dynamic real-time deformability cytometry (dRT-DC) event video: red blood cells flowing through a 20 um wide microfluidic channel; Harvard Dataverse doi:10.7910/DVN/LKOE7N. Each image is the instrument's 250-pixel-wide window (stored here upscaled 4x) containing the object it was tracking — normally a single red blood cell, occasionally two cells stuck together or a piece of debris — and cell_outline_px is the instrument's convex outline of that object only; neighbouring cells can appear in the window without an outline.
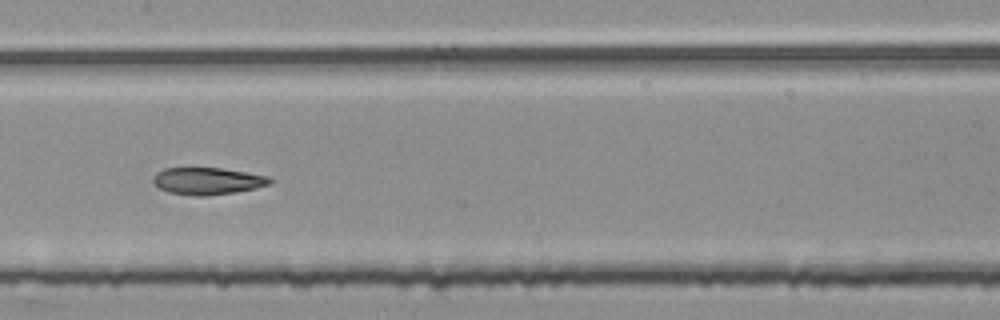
{"species": "common noctule bat (a hibernating species)", "species_latin": "Nyctalus noctula", "temperature_condition": "room temperature", "stored_images_in_passage": 53, "segment_of_instrument_passage": [2, 2], "camera_frame_rate_fps": 3000, "um_per_image_px": 0.085, "animal": {"sex": "female", "body_mass_g": 25.1}, "frame": {"image": 1, "passage_image": 27, "time_ms": 8.667, "image_size_px": [1000, 320], "cell_outline_px": [[272, 184], [256, 188], [232, 192], [204, 196], [196, 196], [168, 192], [160, 188], [152, 180], [152, 176], [156, 172], [164, 168], [220, 168], [268, 176], [272, 180]], "centroid_in_image_um": [17.62, 15.38], "position_along_channel_um": 189.8, "area_um2": 18.26}}
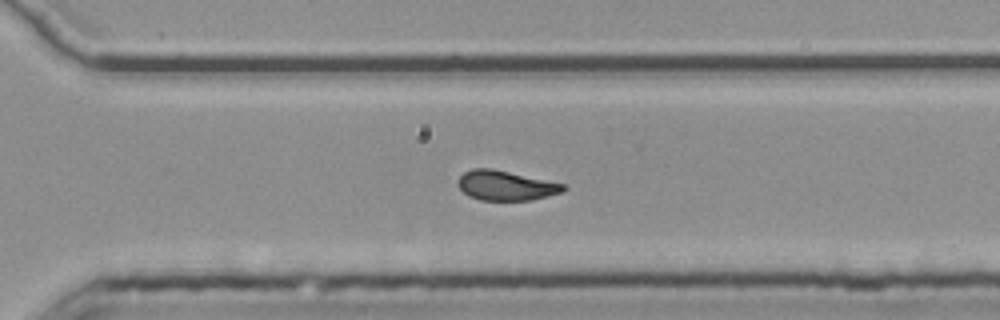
{"frame": {"image": 2, "passage_image": 38, "time_ms": 12.333, "image_size_px": [1000, 320], "cell_outline_px": [[568, 188], [564, 192], [532, 200], [480, 200], [468, 196], [460, 188], [456, 180], [464, 172], [472, 168], [492, 168], [564, 184]], "centroid_in_image_um": [42.99, 15.77], "position_along_channel_um": 327.6, "area_um2": 18.32}}
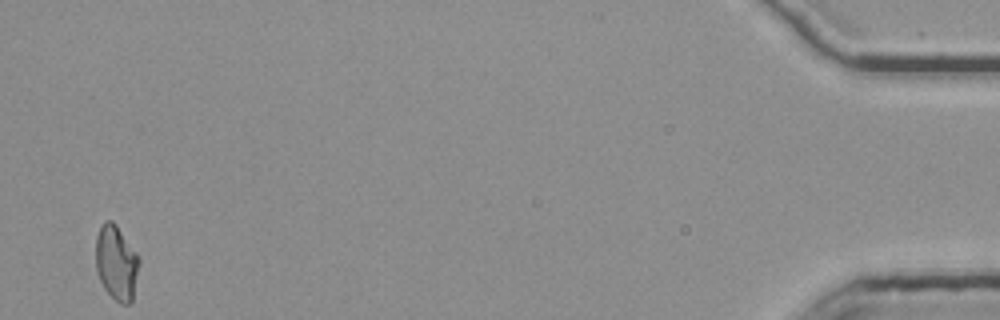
{"frame": {"image": 3, "passage_image": 53, "time_ms": 17.333, "image_size_px": [1000, 320], "cell_outline_px": [[140, 264], [132, 300], [128, 304], [120, 304], [104, 288], [96, 272], [96, 236], [104, 220], [112, 220], [116, 224], [136, 252], [140, 260]], "centroid_in_image_um": [9.89, 22.32], "position_along_channel_um": 425.3, "area_um2": 18.9}}